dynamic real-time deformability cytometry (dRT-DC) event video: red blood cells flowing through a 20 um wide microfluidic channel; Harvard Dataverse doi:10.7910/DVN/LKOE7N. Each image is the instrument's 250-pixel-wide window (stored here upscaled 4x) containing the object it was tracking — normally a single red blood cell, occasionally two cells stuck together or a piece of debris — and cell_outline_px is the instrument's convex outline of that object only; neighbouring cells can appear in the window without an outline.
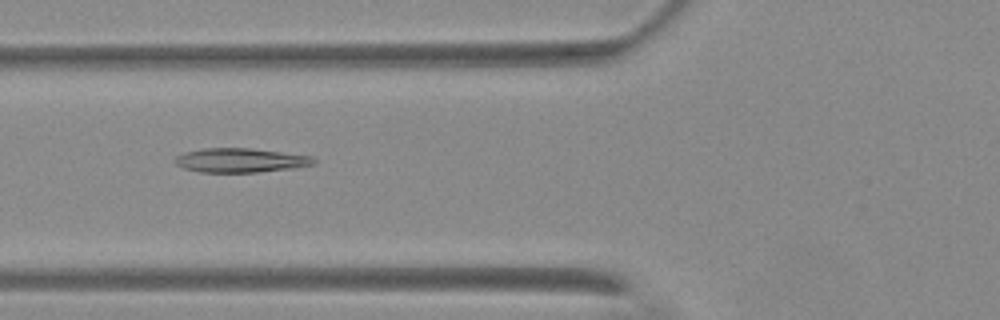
{"species": "Egyptian fruit bat (a non-hibernating species)", "species_latin": "Rousettus aegyptiacus", "temperature_condition": "warm", "stored_images_in_passage": 45, "camera_frame_rate_fps": 3000, "um_per_image_px": 0.085, "animal": {"sex": "female"}, "frame": {"image": 1, "passage_image": 11, "time_ms": 3.333, "image_size_px": [1000, 320], "cell_outline_px": [[316, 164], [296, 168], [256, 172], [200, 172], [184, 168], [176, 164], [172, 160], [176, 156], [188, 152], [204, 148], [252, 148], [312, 156], [316, 160]], "centroid_in_image_um": [20.48, 13.63], "position_along_channel_um": 105.3, "area_um2": 19.59}}
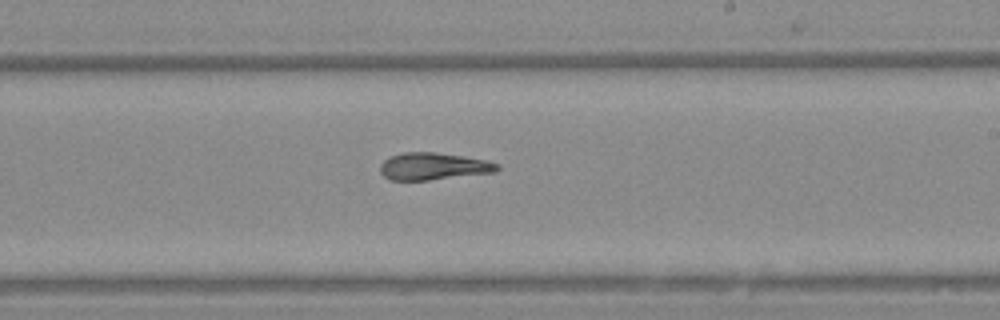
{"frame": {"image": 2, "passage_image": 23, "time_ms": 7.333, "image_size_px": [1000, 320], "cell_outline_px": [[500, 168], [496, 172], [428, 180], [392, 180], [384, 176], [380, 172], [380, 164], [384, 160], [392, 156], [404, 152], [432, 152], [460, 156], [484, 160], [500, 164]], "centroid_in_image_um": [36.83, 14.14], "position_along_channel_um": 252.2, "area_um2": 18.32}}
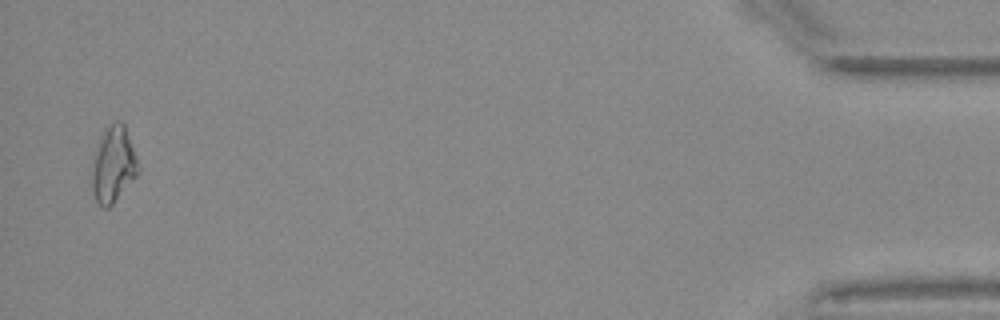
{"frame": {"image": 3, "passage_image": 44, "time_ms": 14.333, "image_size_px": [1000, 320], "cell_outline_px": [[140, 172], [112, 204], [108, 208], [104, 208], [96, 200], [92, 188], [92, 164], [96, 144], [104, 128], [116, 120], [120, 120], [124, 124], [136, 156], [140, 168]], "centroid_in_image_um": [9.63, 13.95], "position_along_channel_um": 425.6, "area_um2": 20.52}, "authors_computed_cell_mechanics": {"area_um2": 19.1318, "velocity_mm_per_s": 3.6801, "shape_relaxation_time_tau1_ms": null, "shape_relaxation_time_tau2_ms": 5.2071, "deformation_change_tau1": null, "deformation_change_tau2": 0.1312}}